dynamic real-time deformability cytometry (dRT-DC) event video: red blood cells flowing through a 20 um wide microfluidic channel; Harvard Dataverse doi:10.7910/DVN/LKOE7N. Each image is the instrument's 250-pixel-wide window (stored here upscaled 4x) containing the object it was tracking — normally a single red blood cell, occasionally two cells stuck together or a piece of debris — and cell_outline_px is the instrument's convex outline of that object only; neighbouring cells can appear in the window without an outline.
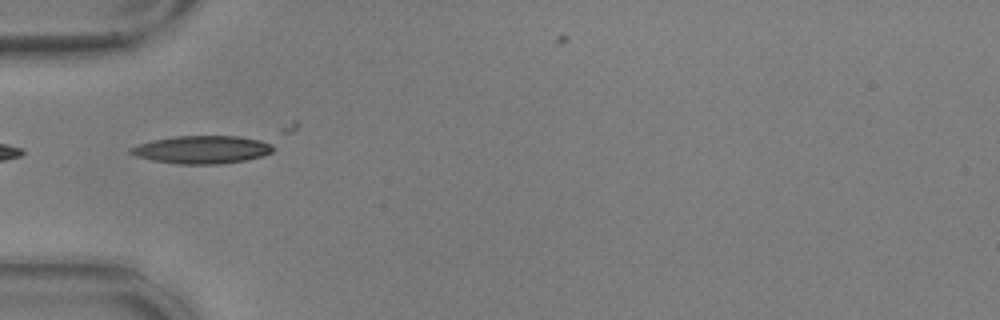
{"species": "common noctule bat (a hibernating species)", "species_latin": "Nyctalus noctula", "temperature_condition": "warm", "stored_images_in_passage": 15, "camera_frame_rate_fps": 3000, "um_per_image_px": 0.085, "animal": {"sex": "male", "body_mass_g": 17.9, "forearm_length_mm": 54.2}, "frame": {"image": 1, "passage_image": 1, "time_ms": 0.0, "image_size_px": [1000, 320], "cell_outline_px": [[296, 128], [272, 152], [264, 156], [244, 160], [220, 164], [176, 164], [152, 160], [136, 156], [128, 152], [128, 148], [152, 140], [176, 136], [292, 120], [296, 120]], "centroid_in_image_um": [18.45, 12.32], "position_along_channel_um": 66.5, "area_um2": 31.85}}